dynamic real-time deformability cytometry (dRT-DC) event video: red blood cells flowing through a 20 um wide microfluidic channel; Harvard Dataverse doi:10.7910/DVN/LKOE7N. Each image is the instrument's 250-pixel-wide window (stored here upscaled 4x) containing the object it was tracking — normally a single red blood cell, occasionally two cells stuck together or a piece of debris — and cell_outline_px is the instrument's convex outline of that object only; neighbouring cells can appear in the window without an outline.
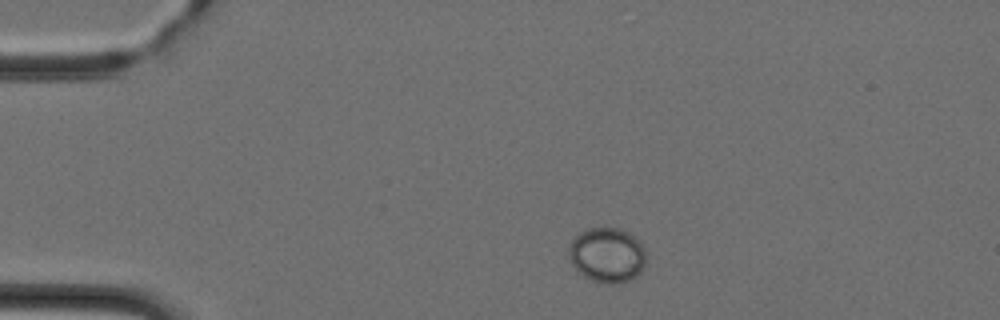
{"species": "Egyptian fruit bat (a non-hibernating species)", "species_latin": "Rousettus aegyptiacus", "temperature_condition": "cold", "stored_images_in_passage": 40, "camera_frame_rate_fps": 3000, "um_per_image_px": 0.085, "animal": {"sex": "female"}, "frame": {"image": 1, "passage_image": 2, "time_ms": 0.333, "image_size_px": [1000, 320], "cell_outline_px": [[644, 268], [636, 276], [628, 280], [616, 284], [604, 284], [588, 280], [572, 264], [568, 256], [568, 244], [580, 232], [588, 228], [620, 228], [628, 232], [644, 248]], "centroid_in_image_um": [51.56, 21.69], "position_along_channel_um": 33.4, "area_um2": 24.74}}
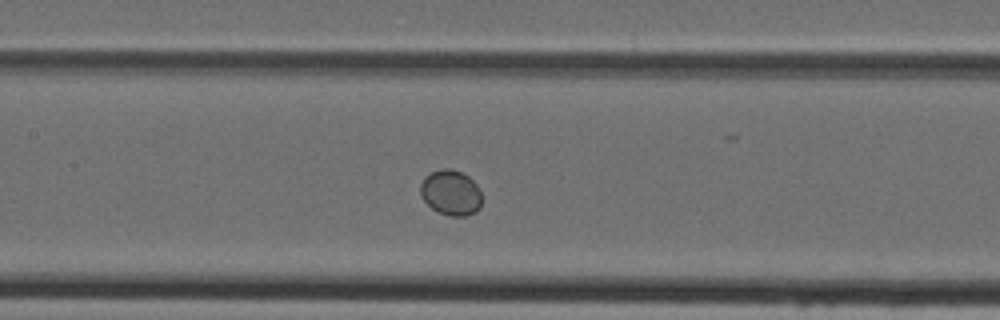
{"frame": {"image": 2, "passage_image": 15, "time_ms": 4.667, "image_size_px": [1000, 320], "cell_outline_px": [[480, 208], [476, 212], [464, 216], [452, 216], [440, 212], [432, 208], [424, 200], [420, 192], [420, 184], [424, 176], [432, 172], [444, 168], [448, 168], [460, 172], [468, 176], [476, 184], [480, 192]], "centroid_in_image_um": [38.31, 16.37], "position_along_channel_um": 169.1, "area_um2": 16.01}}
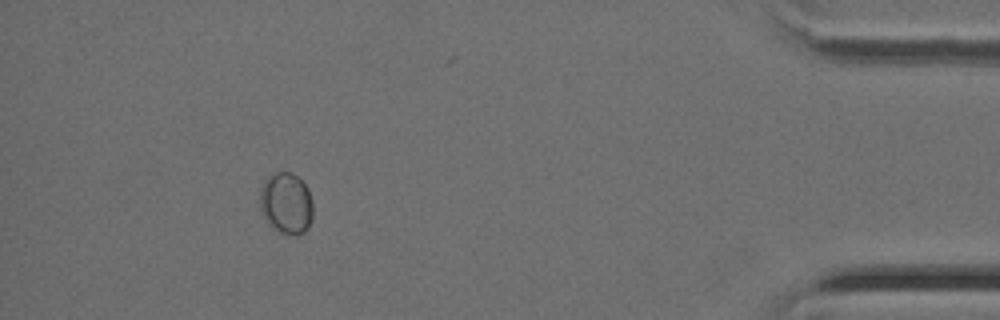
{"frame": {"image": 3, "passage_image": 36, "time_ms": 11.667, "image_size_px": [1000, 320], "cell_outline_px": [[312, 220], [308, 228], [304, 232], [284, 232], [272, 228], [268, 224], [260, 208], [260, 188], [264, 180], [268, 176], [276, 172], [292, 172], [308, 188], [312, 200]], "centroid_in_image_um": [24.32, 17.23], "position_along_channel_um": 410.9, "area_um2": 18.79}}